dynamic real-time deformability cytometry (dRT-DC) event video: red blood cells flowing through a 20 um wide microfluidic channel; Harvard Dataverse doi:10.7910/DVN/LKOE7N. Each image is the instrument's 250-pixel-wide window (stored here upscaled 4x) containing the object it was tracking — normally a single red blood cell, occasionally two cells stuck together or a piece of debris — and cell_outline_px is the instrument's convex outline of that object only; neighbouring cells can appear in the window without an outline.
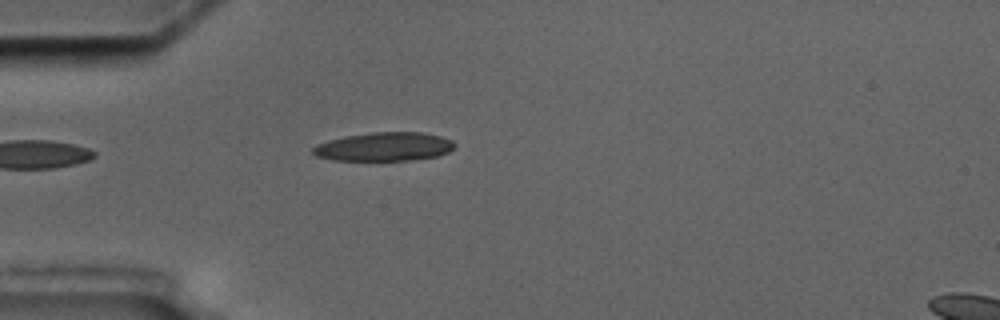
{"species": "common noctule bat (a hibernating species)", "species_latin": "Nyctalus noctula", "temperature_condition": "cold", "stored_images_in_passage": 6, "camera_frame_rate_fps": 3000, "um_per_image_px": 0.085, "animal": {"sex": "male", "body_mass_g": 17.5, "forearm_length_mm": 52.3}, "frame": {"image": 1, "passage_image": 5, "time_ms": 4.667, "image_size_px": [1000, 320], "cell_outline_px": [[456, 144], [448, 152], [436, 156], [408, 160], [332, 160], [316, 156], [312, 152], [312, 148], [316, 144], [328, 140], [344, 136], [372, 132], [420, 132], [440, 136], [452, 140]], "centroid_in_image_um": [32.62, 12.46], "position_along_channel_um": 52.4, "area_um2": 23.64}}